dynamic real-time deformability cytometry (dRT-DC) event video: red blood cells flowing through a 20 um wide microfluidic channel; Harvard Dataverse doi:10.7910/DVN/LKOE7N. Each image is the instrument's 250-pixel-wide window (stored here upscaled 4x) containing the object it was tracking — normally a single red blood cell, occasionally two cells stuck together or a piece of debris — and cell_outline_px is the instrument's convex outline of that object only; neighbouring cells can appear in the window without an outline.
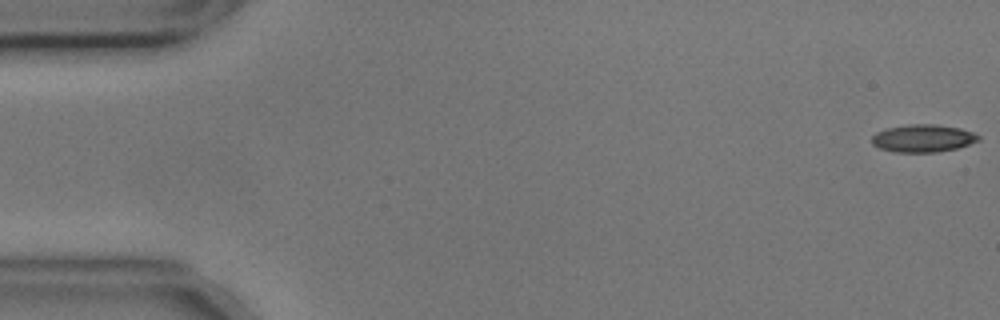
{"species": "common noctule bat (a hibernating species)", "species_latin": "Nyctalus noctula", "temperature_condition": "cold", "stored_images_in_passage": 56, "camera_frame_rate_fps": 3000, "um_per_image_px": 0.085, "animal": {"sex": "male", "body_mass_g": 17.9, "forearm_length_mm": 54.2}, "frame": {"image": 1, "passage_image": 1, "time_ms": 0.0, "image_size_px": [1000, 320], "cell_outline_px": [[980, 140], [956, 148], [936, 152], [892, 152], [880, 148], [872, 144], [872, 136], [876, 132], [888, 128], [912, 124], [936, 124], [960, 128], [972, 132], [980, 136]], "centroid_in_image_um": [78.44, 11.75], "position_along_channel_um": 6.6, "area_um2": 17.05}}
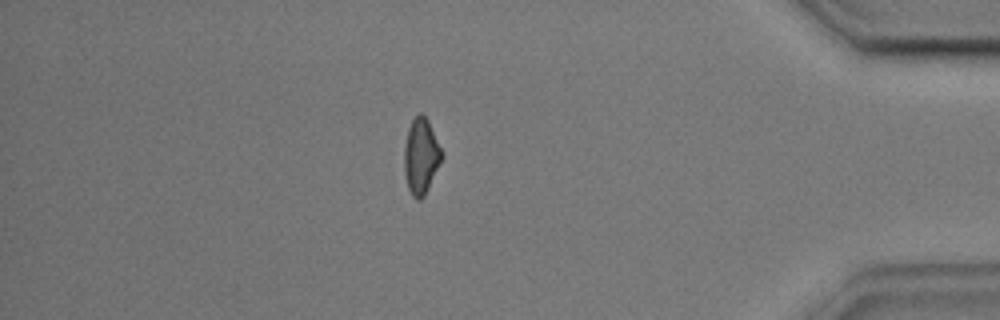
{"frame": {"image": 2, "passage_image": 48, "time_ms": 15.667, "image_size_px": [1000, 320], "cell_outline_px": [[444, 156], [424, 196], [420, 200], [416, 200], [412, 196], [408, 188], [404, 172], [404, 148], [408, 128], [412, 120], [420, 112], [428, 120]], "centroid_in_image_um": [35.78, 13.3], "position_along_channel_um": 399.4, "area_um2": 16.47}}
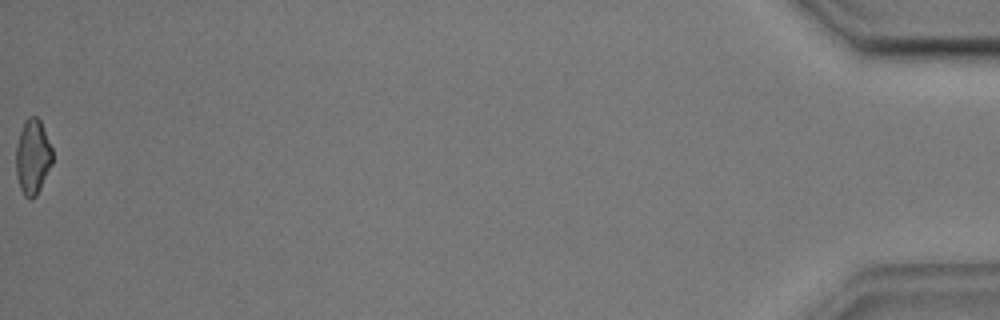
{"frame": {"image": 3, "passage_image": 56, "time_ms": 18.333, "image_size_px": [1000, 320], "cell_outline_px": [[52, 164], [36, 196], [32, 200], [28, 200], [24, 196], [20, 188], [16, 176], [16, 144], [24, 120], [28, 116], [36, 116], [40, 120], [52, 148]], "centroid_in_image_um": [2.77, 13.35], "position_along_channel_um": 432.4, "area_um2": 16.07}, "authors_computed_cell_mechanics": {"area_um2": 17.0221, "velocity_mm_per_s": 3.5853, "shape_relaxation_time_tau1_ms": 9.9787, "shape_relaxation_time_tau2_ms": 3.2335, "deformation_change_tau1": 0.1957, "deformation_change_tau2": 0.1055}}